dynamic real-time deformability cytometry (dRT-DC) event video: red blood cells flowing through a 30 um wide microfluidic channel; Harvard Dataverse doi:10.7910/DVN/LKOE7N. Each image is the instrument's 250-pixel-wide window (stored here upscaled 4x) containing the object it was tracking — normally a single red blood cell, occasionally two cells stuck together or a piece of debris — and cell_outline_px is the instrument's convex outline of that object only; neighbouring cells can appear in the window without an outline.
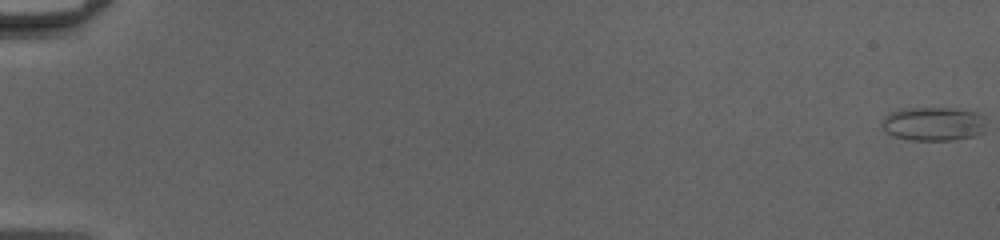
{"species": "common noctule bat (a hibernating species)", "species_latin": "Nyctalus noctula", "temperature_condition": "cold", "stored_images_in_passage": 52, "camera_frame_rate_fps": 3000, "um_per_image_px": 0.085, "animal": {"sex": "female", "body_mass_g": 20.0, "forearm_length_mm": 54.0}, "frame": {"image": 1, "passage_image": 1, "time_ms": 0.0, "image_size_px": [1000, 240], "cell_outline_px": [[984, 132], [972, 136], [952, 140], [912, 140], [892, 136], [884, 128], [884, 116], [900, 108], [960, 108], [976, 112], [984, 116]], "centroid_in_image_um": [79.37, 10.51], "position_along_channel_um": 5.6, "area_um2": 20.52}}
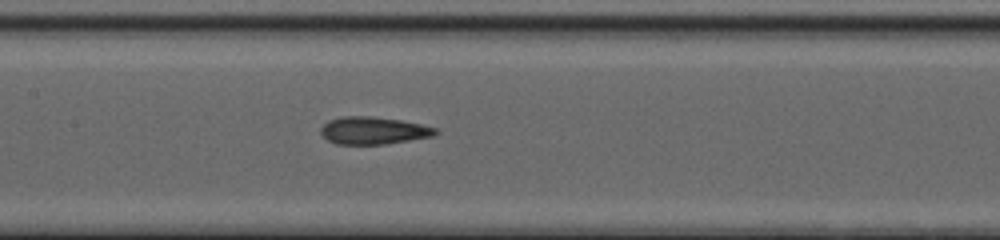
{"frame": {"image": 2, "passage_image": 28, "time_ms": 9.0, "image_size_px": [1000, 240], "cell_outline_px": [[440, 132], [432, 136], [384, 144], [336, 144], [328, 140], [320, 132], [320, 128], [328, 120], [340, 116], [372, 116], [400, 120], [420, 124], [436, 128]], "centroid_in_image_um": [31.71, 11.09], "position_along_channel_um": 175.7, "area_um2": 18.26}}
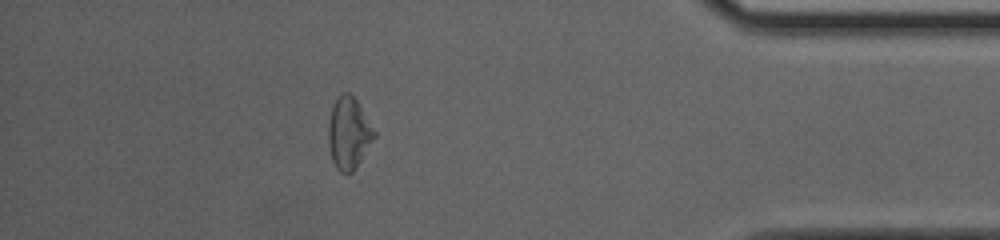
{"frame": {"image": 3, "passage_image": 47, "time_ms": 15.333, "image_size_px": [1000, 240], "cell_outline_px": [[376, 136], [356, 168], [352, 172], [340, 172], [336, 168], [332, 160], [328, 144], [328, 120], [332, 104], [340, 92], [348, 92], [356, 100], [376, 132]], "centroid_in_image_um": [29.62, 11.3], "position_along_channel_um": 405.6, "area_um2": 19.31}, "authors_computed_cell_mechanics": {"area_um2": 18.8428, "velocity_mm_per_s": 4.1825, "shape_relaxation_time_tau1_ms": null, "shape_relaxation_time_tau2_ms": 1.9431, "deformation_change_tau1": null, "deformation_change_tau2": 0.1127}}